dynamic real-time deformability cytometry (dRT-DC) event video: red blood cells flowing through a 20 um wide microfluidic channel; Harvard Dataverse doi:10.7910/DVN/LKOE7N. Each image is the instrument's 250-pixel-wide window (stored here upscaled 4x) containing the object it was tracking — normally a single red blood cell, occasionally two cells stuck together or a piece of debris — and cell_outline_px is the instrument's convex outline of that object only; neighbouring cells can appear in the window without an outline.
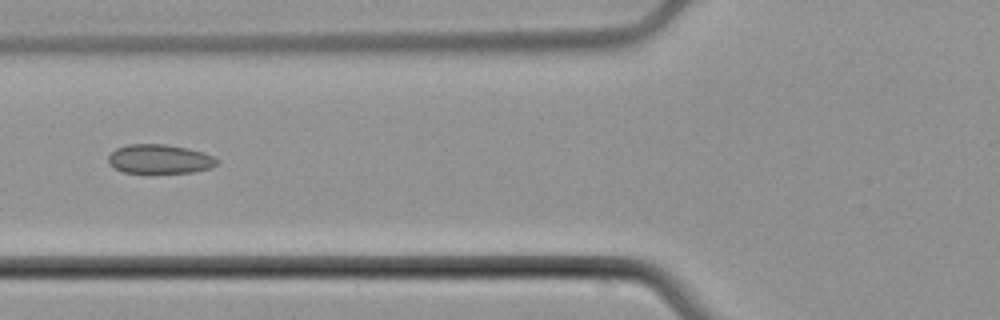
{"species": "common noctule bat (a hibernating species)", "species_latin": "Nyctalus noctula", "temperature_condition": "cold", "stored_images_in_passage": 4, "camera_frame_rate_fps": 3000, "um_per_image_px": 0.085, "animal": {"sex": "male", "body_mass_g": 21.5, "forearm_length_mm": 52.0}, "frame": {"image": 1, "passage_image": 2, "time_ms": 1.333, "image_size_px": [1000, 320], "cell_outline_px": [[220, 160], [212, 168], [192, 172], [124, 172], [108, 164], [108, 156], [116, 148], [128, 144], [168, 144], [188, 148], [204, 152]], "centroid_in_image_um": [13.59, 13.5], "position_along_channel_um": 112.2, "area_um2": 18.44}}
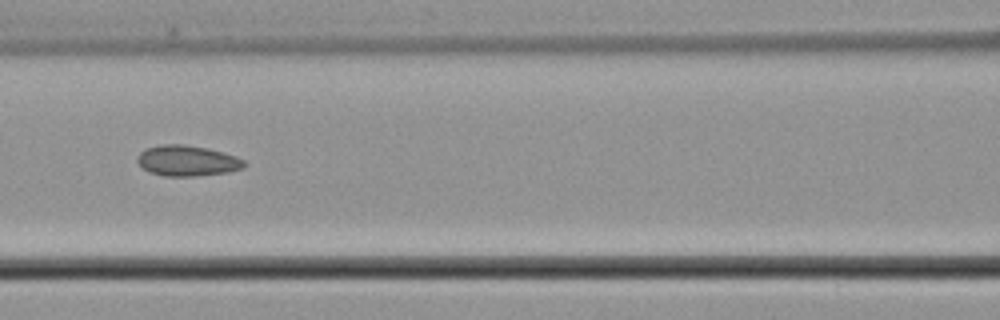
{"frame": {"image": 2, "passage_image": 3, "time_ms": 2.333, "image_size_px": [1000, 320], "cell_outline_px": [[248, 164], [244, 168], [228, 172], [196, 176], [164, 176], [148, 172], [136, 160], [140, 152], [148, 148], [160, 144], [184, 144], [208, 148], [224, 152], [236, 156], [244, 160]], "centroid_in_image_um": [15.95, 13.66], "position_along_channel_um": 150.6, "area_um2": 19.25}}
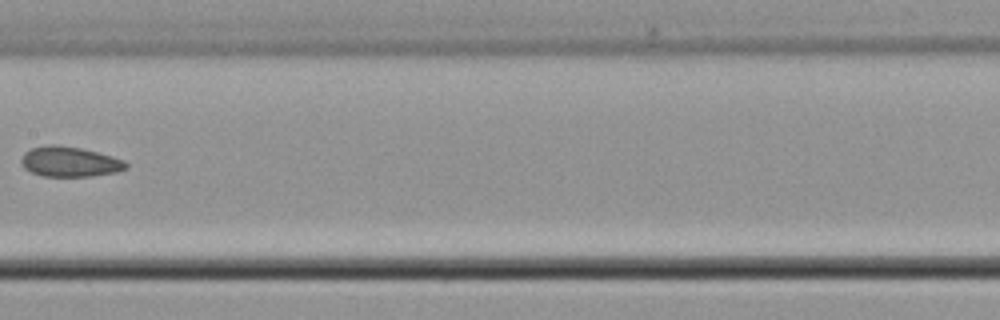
{"frame": {"image": 3, "passage_image": 4, "time_ms": 3.667, "image_size_px": [1000, 320], "cell_outline_px": [[128, 168], [116, 172], [92, 176], [44, 176], [32, 172], [24, 168], [20, 164], [20, 160], [24, 152], [32, 148], [48, 144], [56, 144], [80, 148], [112, 156], [124, 160], [128, 164]], "centroid_in_image_um": [5.91, 13.74], "position_along_channel_um": 201.5, "area_um2": 18.44}}